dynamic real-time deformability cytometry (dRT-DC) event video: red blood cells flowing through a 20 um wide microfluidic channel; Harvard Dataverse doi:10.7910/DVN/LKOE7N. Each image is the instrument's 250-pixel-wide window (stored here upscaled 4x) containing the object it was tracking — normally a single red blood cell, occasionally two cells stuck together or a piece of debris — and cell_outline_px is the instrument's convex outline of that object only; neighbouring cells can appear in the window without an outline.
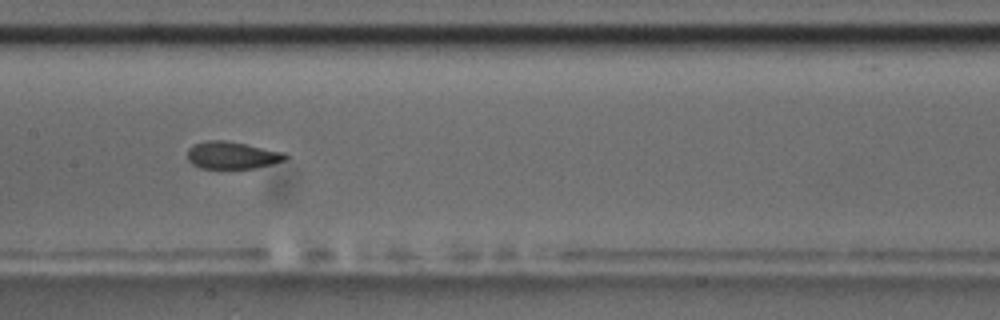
{"species": "common noctule bat (a hibernating species)", "species_latin": "Nyctalus noctula", "temperature_condition": "room temperature", "stored_images_in_passage": 9, "camera_frame_rate_fps": 3000, "um_per_image_px": 0.085, "animal": {"sex": "male", "body_mass_g": 17.5, "forearm_length_mm": 52.3}, "frame": {"image": 1, "passage_image": 8, "time_ms": 8.333, "image_size_px": [1000, 320], "cell_outline_px": [[288, 156], [284, 160], [272, 164], [256, 168], [200, 168], [192, 164], [188, 160], [188, 148], [192, 144], [208, 140], [224, 140], [284, 152]], "centroid_in_image_um": [19.69, 13.19], "position_along_channel_um": 187.7, "area_um2": 15.49}}